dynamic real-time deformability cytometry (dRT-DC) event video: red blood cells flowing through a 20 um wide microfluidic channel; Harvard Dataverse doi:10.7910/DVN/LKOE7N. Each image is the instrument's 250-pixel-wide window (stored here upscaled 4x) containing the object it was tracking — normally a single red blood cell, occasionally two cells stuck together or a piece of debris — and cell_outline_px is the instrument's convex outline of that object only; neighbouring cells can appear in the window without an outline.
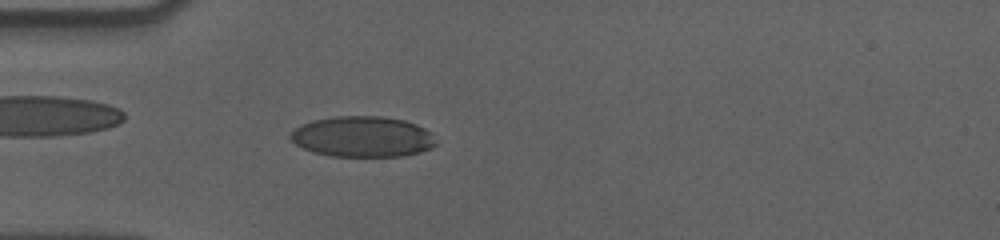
{"species": "human", "species_latin": "Homo sapiens", "temperature_condition": "cold", "stored_images_in_passage": 41, "camera_frame_rate_fps": 3000, "um_per_image_px": 0.085, "donor": {"sex": "male"}, "frame": {"image": 1, "passage_image": 10, "time_ms": 3.0, "image_size_px": [1000, 240], "cell_outline_px": [[436, 144], [432, 148], [420, 152], [404, 156], [328, 156], [312, 152], [296, 144], [288, 136], [296, 128], [312, 120], [336, 116], [384, 116], [404, 120], [416, 124], [432, 132]], "centroid_in_image_um": [30.84, 11.62], "position_along_channel_um": 54.2, "area_um2": 34.62}}
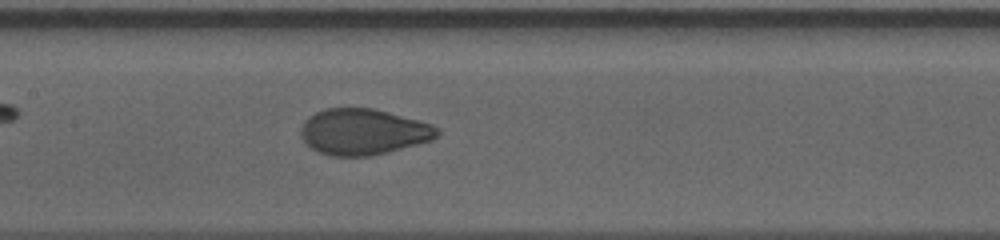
{"frame": {"image": 2, "passage_image": 21, "time_ms": 6.667, "image_size_px": [1000, 240], "cell_outline_px": [[440, 132], [432, 140], [388, 152], [368, 156], [328, 156], [312, 148], [300, 136], [300, 128], [304, 120], [308, 116], [324, 108], [372, 108], [432, 124], [440, 128]], "centroid_in_image_um": [30.85, 11.2], "position_along_channel_um": 176.5, "area_um2": 36.53}}
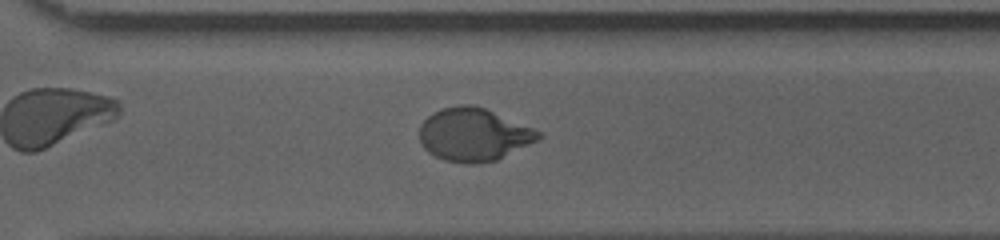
{"frame": {"image": 3, "passage_image": 34, "time_ms": 11.0, "image_size_px": [1000, 240], "cell_outline_px": [[544, 136], [540, 140], [496, 160], [476, 164], [464, 164], [444, 160], [428, 152], [420, 144], [420, 124], [432, 112], [440, 108], [460, 104], [472, 104], [484, 108], [544, 132]], "centroid_in_image_um": [40.28, 11.44], "position_along_channel_um": 330.3, "area_um2": 37.17}, "authors_computed_cell_mechanics": {"area_um2": 36.6452, "velocity_mm_per_s": 3.5632, "shape_relaxation_time_tau1_ms": 4.2293, "shape_relaxation_time_tau2_ms": null, "deformation_change_tau1": 0.1766, "deformation_change_tau2": null}}